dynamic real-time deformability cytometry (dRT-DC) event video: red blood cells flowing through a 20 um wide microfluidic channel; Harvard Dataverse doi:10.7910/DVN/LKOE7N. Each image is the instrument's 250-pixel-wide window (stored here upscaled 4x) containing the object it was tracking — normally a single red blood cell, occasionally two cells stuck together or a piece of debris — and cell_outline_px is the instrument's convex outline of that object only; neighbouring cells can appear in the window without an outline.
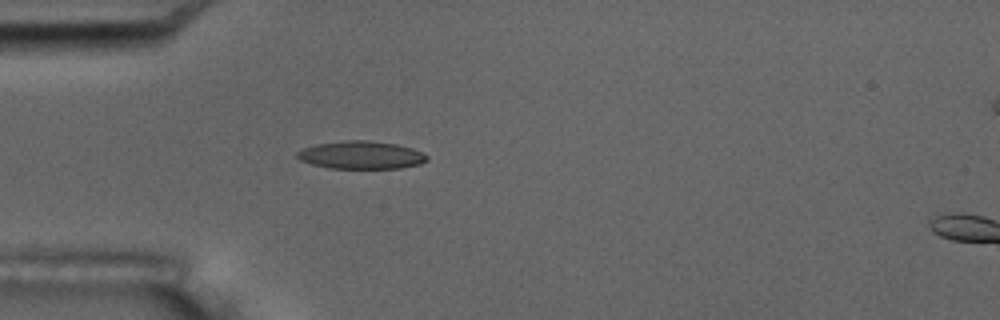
{"species": "common noctule bat (a hibernating species)", "species_latin": "Nyctalus noctula", "temperature_condition": "room temperature", "stored_images_in_passage": 5, "camera_frame_rate_fps": 3000, "um_per_image_px": 0.085, "animal": {"sex": "male", "body_mass_g": 17.5, "forearm_length_mm": 52.3}, "frame": {"image": 1, "passage_image": 4, "time_ms": 3.333, "image_size_px": [1000, 320], "cell_outline_px": [[428, 160], [420, 164], [400, 168], [328, 168], [312, 164], [300, 160], [296, 156], [296, 152], [304, 148], [316, 144], [348, 140], [368, 140], [396, 144], [412, 148], [428, 156]], "centroid_in_image_um": [30.69, 13.18], "position_along_channel_um": 54.3, "area_um2": 20.98}}